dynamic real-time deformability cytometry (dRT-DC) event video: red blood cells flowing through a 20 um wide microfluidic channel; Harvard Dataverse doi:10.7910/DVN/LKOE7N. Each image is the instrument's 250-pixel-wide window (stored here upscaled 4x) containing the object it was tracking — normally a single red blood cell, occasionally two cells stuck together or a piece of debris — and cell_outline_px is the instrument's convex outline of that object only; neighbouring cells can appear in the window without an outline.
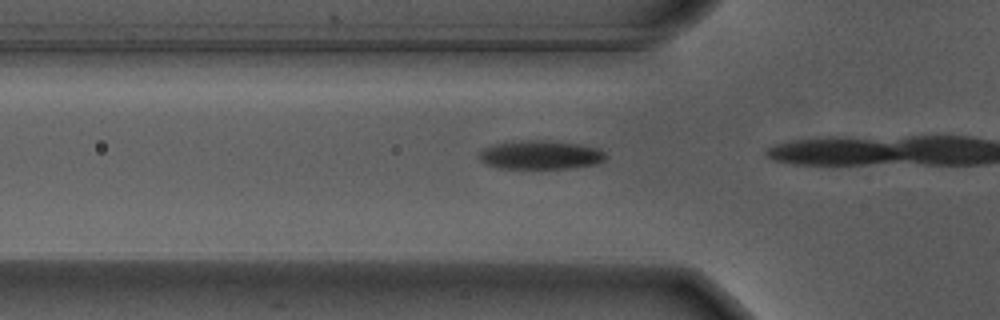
{"species": "Egyptian fruit bat (a non-hibernating species)", "species_latin": "Rousettus aegyptiacus", "temperature_condition": "warm", "stored_images_in_passage": 4, "camera_frame_rate_fps": 3000, "um_per_image_px": 0.085, "animal": {"sex": "male"}, "frame": {"image": 1, "passage_image": 2, "time_ms": 0.333, "image_size_px": [1000, 320], "cell_outline_px": [[608, 156], [604, 160], [596, 164], [568, 168], [500, 168], [488, 164], [480, 160], [480, 152], [484, 148], [496, 144], [520, 140], [544, 140], [580, 144], [600, 148]], "centroid_in_image_um": [46.0, 13.16], "position_along_channel_um": 79.8, "area_um2": 21.1}}